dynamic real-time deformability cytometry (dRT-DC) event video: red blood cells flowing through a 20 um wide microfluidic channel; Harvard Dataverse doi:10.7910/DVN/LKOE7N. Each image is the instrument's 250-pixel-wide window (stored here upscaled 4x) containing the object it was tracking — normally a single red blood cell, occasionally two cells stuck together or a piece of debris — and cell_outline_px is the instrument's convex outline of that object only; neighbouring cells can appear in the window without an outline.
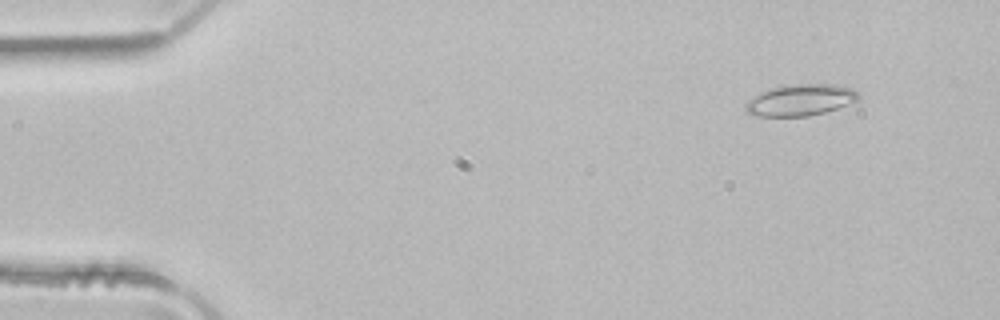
{"species": "common noctule bat (a hibernating species)", "species_latin": "Nyctalus noctula", "temperature_condition": "room temperature", "stored_images_in_passage": 4, "camera_frame_rate_fps": 3000, "um_per_image_px": 0.085, "animal": {"sex": "male", "body_mass_g": 21.5, "forearm_length_mm": 52.0}, "frame": {"image": 1, "passage_image": 2, "time_ms": 0.333, "image_size_px": [1000, 320], "cell_outline_px": [[860, 96], [856, 100], [836, 108], [824, 112], [808, 116], [756, 116], [744, 112], [744, 104], [748, 100], [772, 88], [800, 84], [832, 84], [852, 88]], "centroid_in_image_um": [68.0, 8.52], "position_along_channel_um": 17.0, "area_um2": 20.23}}